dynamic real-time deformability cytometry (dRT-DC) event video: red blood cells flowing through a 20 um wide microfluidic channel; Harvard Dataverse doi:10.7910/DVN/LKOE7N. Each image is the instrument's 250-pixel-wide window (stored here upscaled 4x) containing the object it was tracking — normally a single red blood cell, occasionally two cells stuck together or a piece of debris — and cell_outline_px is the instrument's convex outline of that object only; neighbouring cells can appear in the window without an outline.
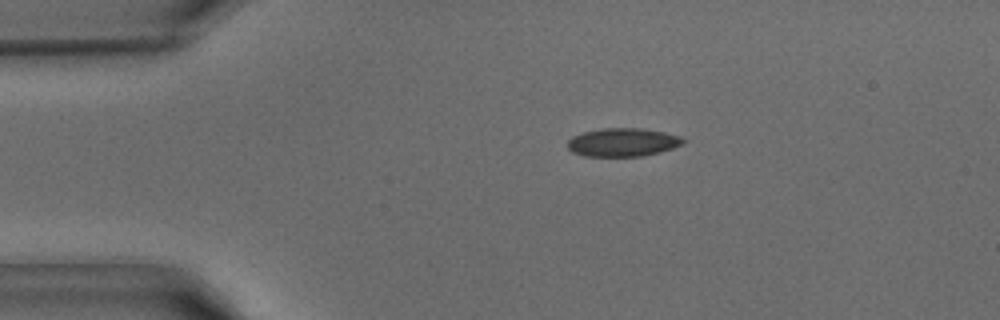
{"species": "common noctule bat (a hibernating species)", "species_latin": "Nyctalus noctula", "temperature_condition": "warm", "stored_images_in_passage": 35, "camera_frame_rate_fps": 3000, "um_per_image_px": 0.085, "animal": {"sex": "male", "body_mass_g": 15.6}, "frame": {"image": 1, "passage_image": 2, "time_ms": 0.333, "image_size_px": [1000, 320], "cell_outline_px": [[684, 144], [660, 152], [640, 156], [584, 156], [572, 152], [568, 148], [568, 140], [572, 136], [584, 132], [604, 128], [640, 128], [664, 132], [680, 136], [684, 140]], "centroid_in_image_um": [52.93, 12.09], "position_along_channel_um": 32.1, "area_um2": 19.02}}
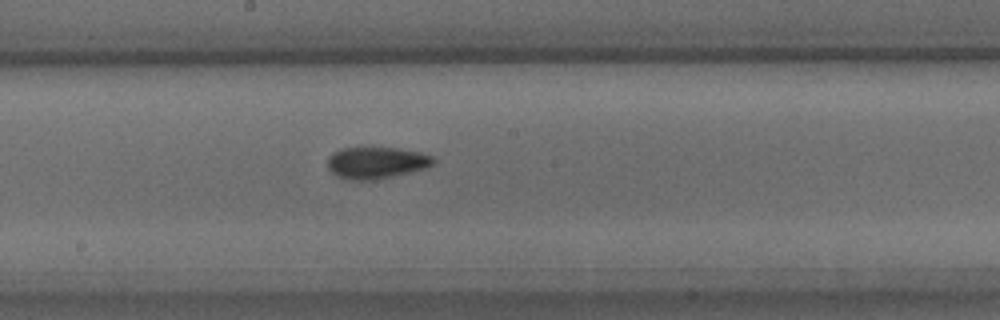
{"frame": {"image": 2, "passage_image": 16, "time_ms": 5.0, "image_size_px": [1000, 320], "cell_outline_px": [[436, 160], [432, 164], [424, 168], [412, 172], [372, 180], [352, 180], [336, 176], [328, 168], [328, 156], [332, 152], [340, 148], [396, 148], [420, 152], [432, 156]], "centroid_in_image_um": [31.96, 13.83], "position_along_channel_um": 216.2, "area_um2": 19.48}}
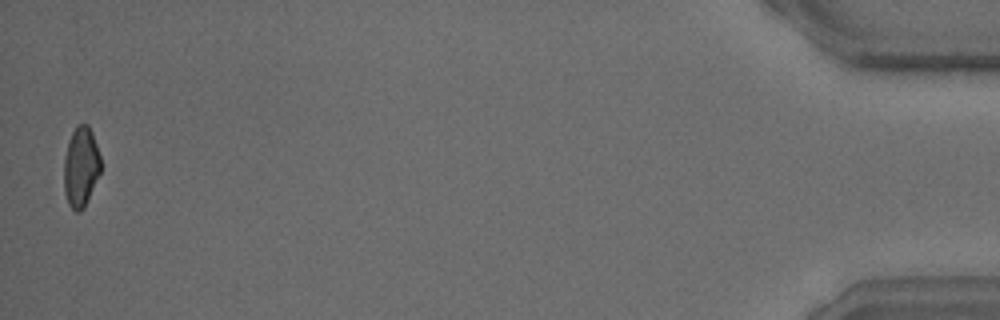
{"frame": {"image": 3, "passage_image": 35, "time_ms": 11.333, "image_size_px": [1000, 320], "cell_outline_px": [[100, 172], [84, 208], [80, 212], [76, 212], [68, 204], [64, 192], [64, 156], [72, 132], [80, 124], [88, 124], [92, 132], [100, 156]], "centroid_in_image_um": [6.86, 14.21], "position_along_channel_um": 428.3, "area_um2": 16.99}}